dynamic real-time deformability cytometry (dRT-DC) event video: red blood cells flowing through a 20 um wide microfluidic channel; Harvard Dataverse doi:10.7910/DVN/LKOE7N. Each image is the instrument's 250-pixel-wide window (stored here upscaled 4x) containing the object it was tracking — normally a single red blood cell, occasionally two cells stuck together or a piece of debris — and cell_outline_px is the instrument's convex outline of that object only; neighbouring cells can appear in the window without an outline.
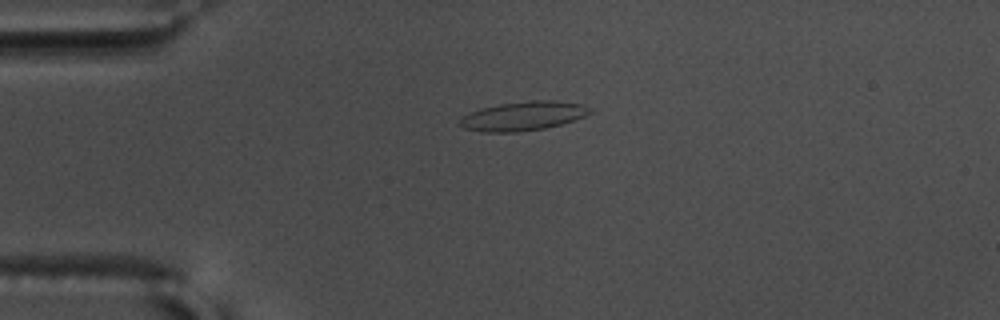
{"species": "common noctule bat (a hibernating species)", "species_latin": "Nyctalus noctula", "temperature_condition": "warm", "stored_images_in_passage": 44, "camera_frame_rate_fps": 3000, "um_per_image_px": 0.085, "animal": {"sex": "male", "body_mass_g": 17.5, "forearm_length_mm": 52.3}, "frame": {"image": 1, "passage_image": 1, "time_ms": 0.0, "image_size_px": [1000, 320], "cell_outline_px": [[592, 112], [584, 116], [560, 124], [544, 128], [516, 132], [480, 132], [464, 128], [460, 124], [460, 120], [464, 116], [472, 112], [484, 108], [500, 104], [532, 100], [556, 100], [580, 104], [592, 108]], "centroid_in_image_um": [44.49, 9.86], "position_along_channel_um": 40.5, "area_um2": 21.68}}
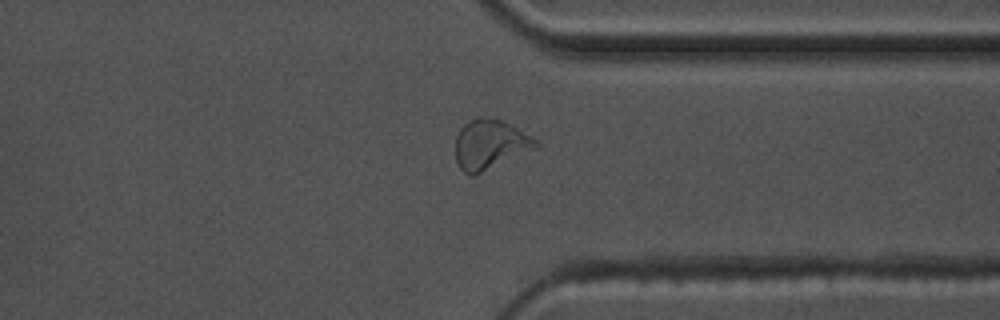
{"frame": {"image": 2, "passage_image": 31, "time_ms": 10.0, "image_size_px": [1000, 320], "cell_outline_px": [[540, 148], [472, 176], [468, 176], [460, 168], [456, 160], [456, 136], [460, 128], [468, 120], [480, 116], [500, 120], [532, 136], [540, 144]], "centroid_in_image_um": [41.66, 12.29], "position_along_channel_um": 369.7, "area_um2": 23.41}}
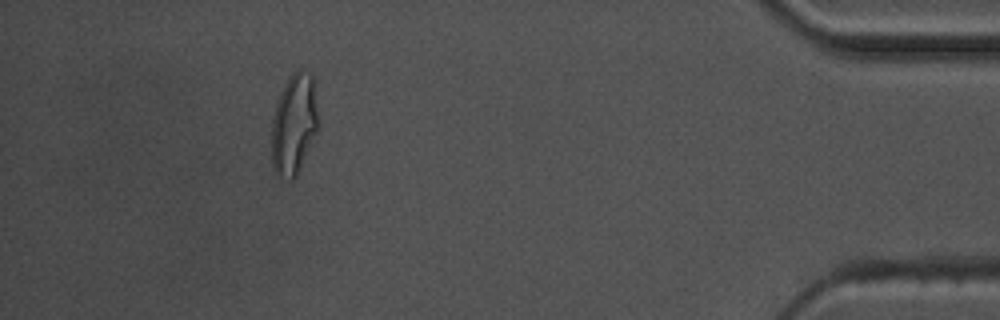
{"frame": {"image": 3, "passage_image": 39, "time_ms": 12.667, "image_size_px": [1000, 320], "cell_outline_px": [[316, 132], [300, 168], [296, 176], [292, 180], [288, 180], [276, 176], [272, 168], [272, 116], [276, 100], [288, 76], [292, 72], [300, 68], [304, 68], [312, 72], [316, 108]], "centroid_in_image_um": [24.94, 10.53], "position_along_channel_um": 410.3, "area_um2": 27.51}, "authors_computed_cell_mechanics": {"area_um2": 20.808, "velocity_mm_per_s": 3.5926, "shape_relaxation_time_tau1_ms": 4.878, "shape_relaxation_time_tau2_ms": 0.7833, "deformation_change_tau1": 0.1958, "deformation_change_tau2": 0.0795}}